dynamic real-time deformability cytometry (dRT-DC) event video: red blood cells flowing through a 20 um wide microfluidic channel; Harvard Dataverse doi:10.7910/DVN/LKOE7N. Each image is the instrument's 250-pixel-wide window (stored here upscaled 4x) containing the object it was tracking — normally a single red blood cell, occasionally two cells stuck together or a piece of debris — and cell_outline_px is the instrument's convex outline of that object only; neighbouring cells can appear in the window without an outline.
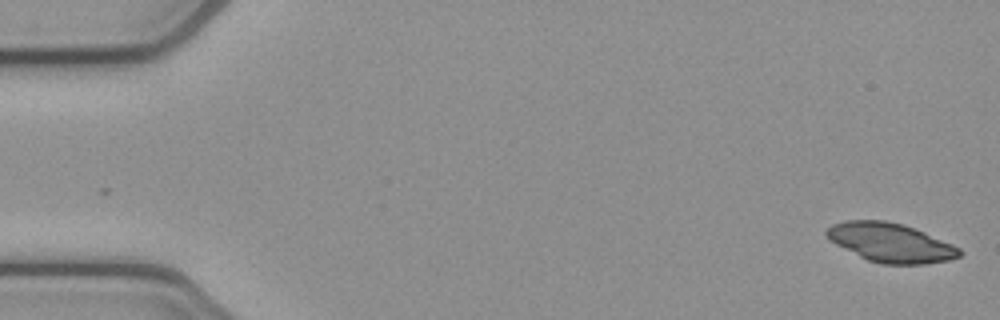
{"species": "common noctule bat (a hibernating species)", "species_latin": "Nyctalus noctula", "temperature_condition": "cold", "stored_images_in_passage": 5, "camera_frame_rate_fps": 3000, "um_per_image_px": 0.085, "animal": {"sex": "female", "body_mass_g": 21.9}, "frame": {"image": 1, "passage_image": 1, "time_ms": 0.0, "image_size_px": [1000, 320], "cell_outline_px": [[964, 252], [960, 256], [948, 260], [924, 264], [880, 264], [868, 260], [828, 240], [824, 236], [824, 232], [832, 224], [844, 220], [884, 220], [904, 224], [924, 232], [952, 244], [960, 248]], "centroid_in_image_um": [75.68, 20.61], "position_along_channel_um": 9.3, "area_um2": 30.29}}